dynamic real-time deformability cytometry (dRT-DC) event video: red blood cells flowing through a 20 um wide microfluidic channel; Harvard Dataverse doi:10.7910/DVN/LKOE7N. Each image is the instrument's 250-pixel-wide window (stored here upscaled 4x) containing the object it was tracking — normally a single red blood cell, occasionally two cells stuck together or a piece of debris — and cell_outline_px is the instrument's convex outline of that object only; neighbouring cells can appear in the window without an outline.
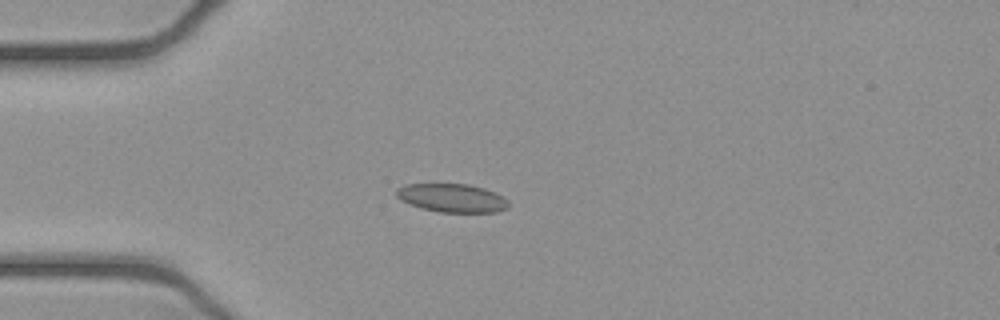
{"species": "common noctule bat (a hibernating species)", "species_latin": "Nyctalus noctula", "temperature_condition": "cold", "stored_images_in_passage": 35, "camera_frame_rate_fps": 3000, "um_per_image_px": 0.085, "animal": {"sex": "female", "body_mass_g": 21.9}, "frame": {"image": 1, "passage_image": 1, "time_ms": 0.0, "image_size_px": [1000, 320], "cell_outline_px": [[508, 208], [496, 212], [440, 212], [420, 208], [400, 200], [396, 196], [396, 188], [404, 184], [468, 184], [484, 188], [508, 200]], "centroid_in_image_um": [38.38, 16.83], "position_along_channel_um": 46.6, "area_um2": 18.55}}
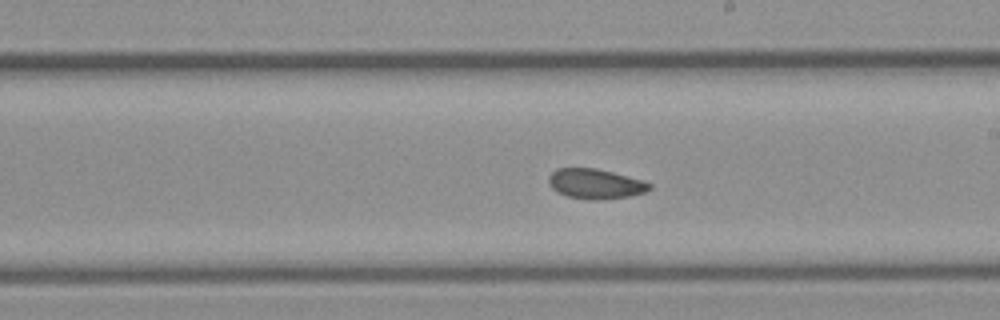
{"frame": {"image": 2, "passage_image": 17, "time_ms": 5.333, "image_size_px": [1000, 320], "cell_outline_px": [[652, 188], [644, 192], [628, 196], [600, 200], [592, 200], [568, 196], [556, 192], [548, 184], [548, 176], [556, 168], [596, 168], [644, 180], [652, 184]], "centroid_in_image_um": [50.59, 15.62], "position_along_channel_um": 238.4, "area_um2": 17.69}}
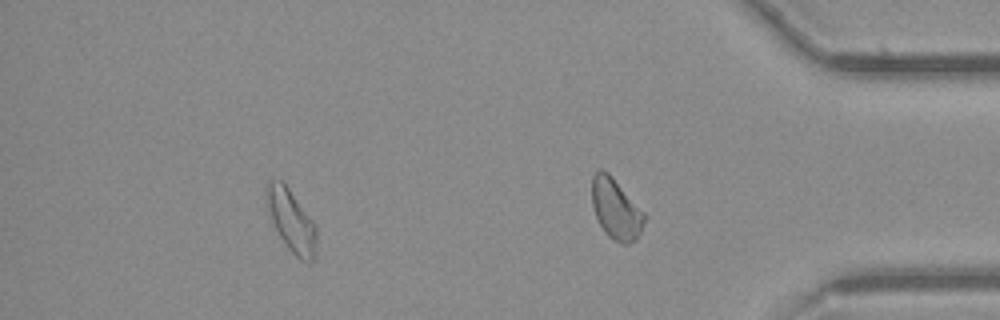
{"frame": {"image": 3, "passage_image": 29, "time_ms": 9.333, "image_size_px": [1000, 320], "cell_outline_px": [[316, 252], [312, 264], [308, 264], [300, 260], [288, 248], [280, 236], [264, 204], [264, 184], [268, 180], [280, 180], [288, 188], [316, 224]], "centroid_in_image_um": [24.74, 18.75], "position_along_channel_um": 410.5, "area_um2": 18.5}, "authors_computed_cell_mechanics": {"area_um2": 18.207, "velocity_mm_per_s": 3.8932, "shape_relaxation_time_tau1_ms": null, "shape_relaxation_time_tau2_ms": 2.4216, "deformation_change_tau1": null, "deformation_change_tau2": 0.0695}}